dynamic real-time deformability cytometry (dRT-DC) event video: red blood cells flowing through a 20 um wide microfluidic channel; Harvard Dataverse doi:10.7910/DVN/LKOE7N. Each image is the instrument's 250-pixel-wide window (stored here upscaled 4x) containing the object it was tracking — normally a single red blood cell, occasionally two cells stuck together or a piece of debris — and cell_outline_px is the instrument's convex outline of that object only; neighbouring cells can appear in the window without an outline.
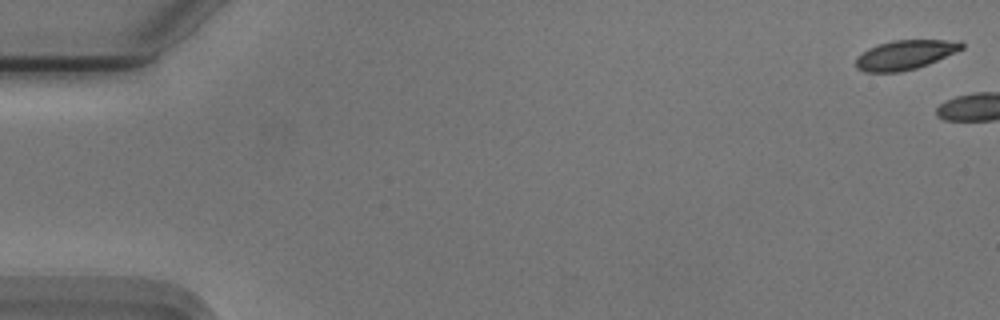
{"species": "Egyptian fruit bat (a non-hibernating species)", "species_latin": "Rousettus aegyptiacus", "temperature_condition": "cold", "stored_images_in_passage": 4, "camera_frame_rate_fps": 3000, "um_per_image_px": 0.085, "animal": {"sex": "male"}, "frame": {"image": 1, "passage_image": 1, "time_ms": 0.0, "image_size_px": [1000, 320], "cell_outline_px": [[964, 48], [928, 64], [916, 68], [900, 72], [864, 72], [856, 68], [856, 56], [868, 48], [892, 40], [960, 40], [964, 44]], "centroid_in_image_um": [76.92, 4.66], "position_along_channel_um": 8.1, "area_um2": 18.15}}